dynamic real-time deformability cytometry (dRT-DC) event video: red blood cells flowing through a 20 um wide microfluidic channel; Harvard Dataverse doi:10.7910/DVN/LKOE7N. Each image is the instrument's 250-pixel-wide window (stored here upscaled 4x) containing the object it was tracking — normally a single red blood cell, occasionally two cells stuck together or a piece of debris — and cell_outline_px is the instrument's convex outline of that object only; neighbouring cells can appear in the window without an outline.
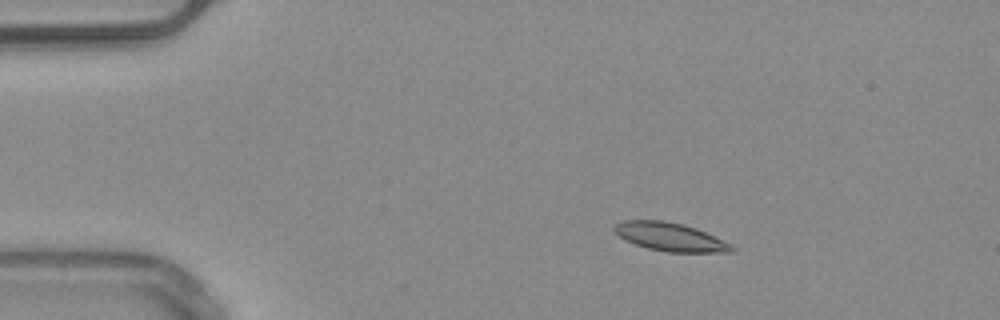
{"species": "common noctule bat (a hibernating species)", "species_latin": "Nyctalus noctula", "temperature_condition": "warm", "stored_images_in_passage": 5, "camera_frame_rate_fps": 3000, "um_per_image_px": 0.085, "animal": {"sex": "male", "body_mass_g": 20.4}, "frame": {"image": 1, "passage_image": 2, "time_ms": 2.0, "image_size_px": [1000, 320], "cell_outline_px": [[736, 252], [668, 252], [648, 248], [624, 240], [612, 228], [616, 224], [624, 220], [664, 220], [696, 228], [732, 244], [736, 248]], "centroid_in_image_um": [56.99, 20.14], "position_along_channel_um": 28.0, "area_um2": 19.31}}
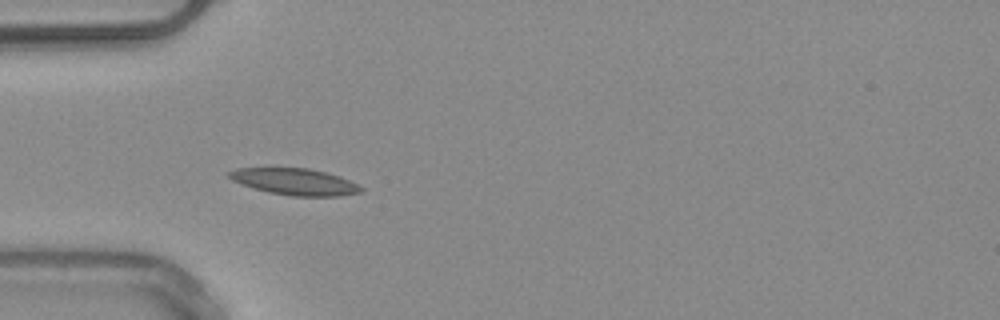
{"frame": {"image": 2, "passage_image": 4, "time_ms": 4.333, "image_size_px": [1000, 320], "cell_outline_px": [[364, 192], [340, 196], [292, 196], [268, 192], [232, 180], [228, 176], [228, 172], [236, 168], [308, 168], [328, 172], [340, 176], [360, 184], [364, 188]], "centroid_in_image_um": [25.16, 15.44], "position_along_channel_um": 59.8, "area_um2": 20.52}}
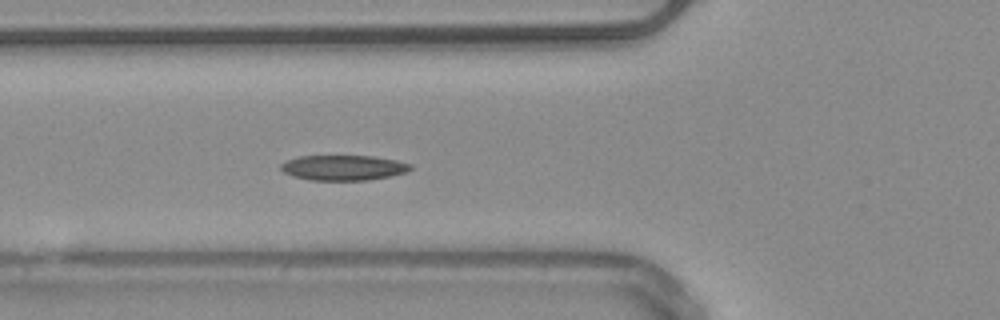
{"frame": {"image": 3, "passage_image": 5, "time_ms": 5.333, "image_size_px": [1000, 320], "cell_outline_px": [[412, 168], [408, 172], [392, 176], [368, 180], [308, 180], [292, 176], [284, 172], [280, 168], [280, 164], [288, 160], [300, 156], [372, 156], [396, 160], [412, 164]], "centroid_in_image_um": [29.21, 14.26], "position_along_channel_um": 96.6, "area_um2": 19.13}}